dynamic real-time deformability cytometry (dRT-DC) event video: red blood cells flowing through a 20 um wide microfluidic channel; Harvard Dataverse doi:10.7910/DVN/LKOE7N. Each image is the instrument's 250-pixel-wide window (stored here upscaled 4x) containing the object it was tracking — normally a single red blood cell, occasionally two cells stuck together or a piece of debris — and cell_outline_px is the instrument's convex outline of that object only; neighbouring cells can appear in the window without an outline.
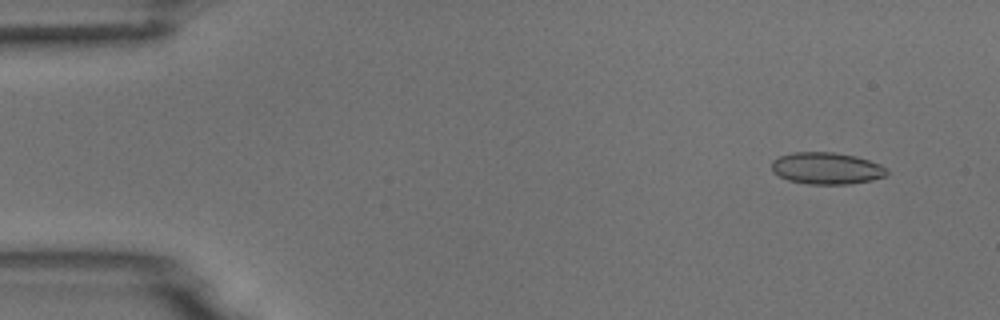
{"species": "common noctule bat (a hibernating species)", "species_latin": "Nyctalus noctula", "temperature_condition": "room temperature", "stored_images_in_passage": 54, "camera_frame_rate_fps": 3000, "um_per_image_px": 0.085, "animal": {"sex": "male", "body_mass_g": 18.8}, "frame": {"image": 1, "passage_image": 4, "time_ms": 1.0, "image_size_px": [1000, 320], "cell_outline_px": [[888, 172], [884, 176], [872, 180], [852, 184], [808, 184], [788, 180], [772, 172], [772, 160], [780, 156], [792, 152], [832, 152], [856, 156], [880, 164], [888, 168]], "centroid_in_image_um": [70.26, 14.31], "position_along_channel_um": 14.7, "area_um2": 21.44}}
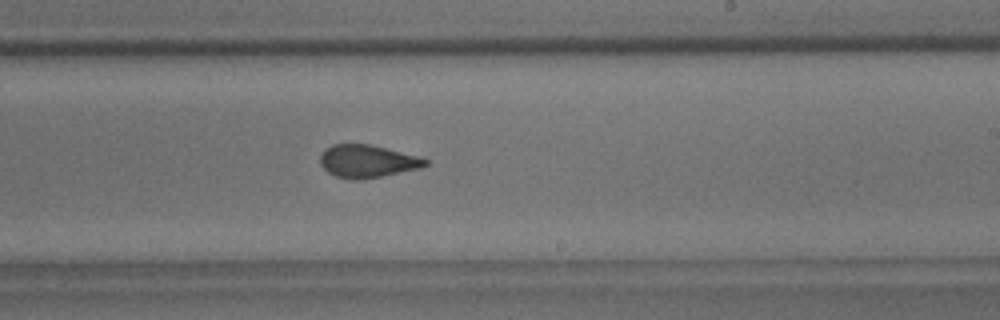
{"frame": {"image": 2, "passage_image": 32, "time_ms": 10.333, "image_size_px": [1000, 320], "cell_outline_px": [[428, 164], [420, 168], [360, 180], [352, 180], [336, 176], [328, 172], [320, 164], [320, 156], [324, 148], [332, 144], [368, 144], [420, 156], [428, 160]], "centroid_in_image_um": [31.2, 13.7], "position_along_channel_um": 257.8, "area_um2": 20.0}}
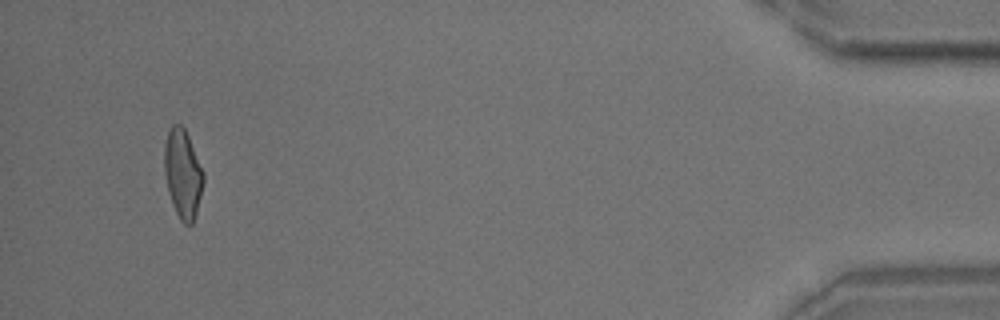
{"frame": {"image": 3, "passage_image": 51, "time_ms": 16.667, "image_size_px": [1000, 320], "cell_outline_px": [[204, 180], [196, 212], [192, 224], [184, 224], [180, 220], [172, 204], [168, 192], [164, 172], [164, 144], [168, 132], [172, 124], [180, 124], [184, 128], [188, 136], [204, 172]], "centroid_in_image_um": [15.52, 14.76], "position_along_channel_um": 419.7, "area_um2": 20.11}, "authors_computed_cell_mechanics": {"area_um2": 20.6924, "velocity_mm_per_s": 3.7415, "shape_relaxation_time_tau1_ms": 7.9884, "shape_relaxation_time_tau2_ms": 1.2852, "deformation_change_tau1": 0.1833, "deformation_change_tau2": 0.0764}}